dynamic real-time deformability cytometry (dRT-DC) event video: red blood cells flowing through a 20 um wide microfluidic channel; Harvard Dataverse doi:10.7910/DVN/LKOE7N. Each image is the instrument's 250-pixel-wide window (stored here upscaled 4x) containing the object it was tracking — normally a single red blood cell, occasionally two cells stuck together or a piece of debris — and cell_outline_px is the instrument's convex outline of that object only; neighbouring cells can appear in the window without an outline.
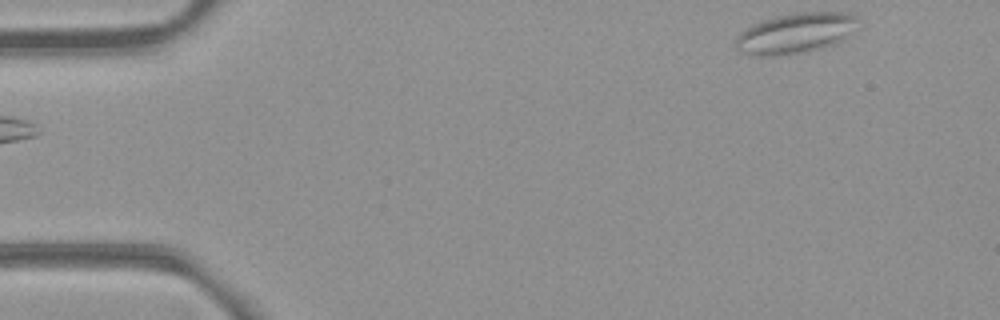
{"species": "common noctule bat (a hibernating species)", "species_latin": "Nyctalus noctula", "temperature_condition": "room temperature", "stored_images_in_passage": 4, "camera_frame_rate_fps": 3000, "um_per_image_px": 0.085, "animal": {"sex": "female", "body_mass_g": 21.9}, "frame": {"image": 1, "passage_image": 4, "time_ms": 1.0, "image_size_px": [1000, 320], "cell_outline_px": [[860, 20], [836, 44], [824, 48], [808, 52], [772, 56], [756, 56], [740, 52], [736, 48], [736, 36], [740, 32], [752, 24], [776, 16], [800, 12], [844, 12], [860, 16]], "centroid_in_image_um": [67.59, 2.83], "position_along_channel_um": 17.4, "area_um2": 28.78}}